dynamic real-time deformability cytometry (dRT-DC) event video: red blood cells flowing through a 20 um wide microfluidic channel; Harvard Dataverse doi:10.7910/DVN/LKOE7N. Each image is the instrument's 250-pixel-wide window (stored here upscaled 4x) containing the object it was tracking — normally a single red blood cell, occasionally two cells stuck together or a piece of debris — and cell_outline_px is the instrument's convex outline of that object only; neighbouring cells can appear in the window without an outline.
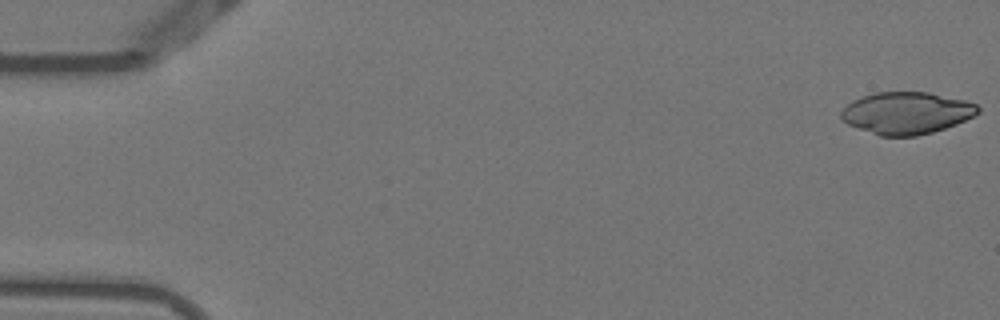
{"species": "Egyptian fruit bat (a non-hibernating species)", "species_latin": "Rousettus aegyptiacus", "temperature_condition": "warm", "stored_images_in_passage": 6, "camera_frame_rate_fps": 3000, "um_per_image_px": 0.085, "animal": {"sex": "female"}, "frame": {"image": 1, "passage_image": 1, "time_ms": 0.0, "image_size_px": [1000, 320], "cell_outline_px": [[980, 112], [956, 124], [932, 132], [916, 136], [880, 136], [848, 124], [840, 116], [840, 112], [852, 100], [876, 92], [928, 92], [964, 100], [976, 104], [980, 108]], "centroid_in_image_um": [77.05, 9.6], "position_along_channel_um": 7.9, "area_um2": 33.23}}